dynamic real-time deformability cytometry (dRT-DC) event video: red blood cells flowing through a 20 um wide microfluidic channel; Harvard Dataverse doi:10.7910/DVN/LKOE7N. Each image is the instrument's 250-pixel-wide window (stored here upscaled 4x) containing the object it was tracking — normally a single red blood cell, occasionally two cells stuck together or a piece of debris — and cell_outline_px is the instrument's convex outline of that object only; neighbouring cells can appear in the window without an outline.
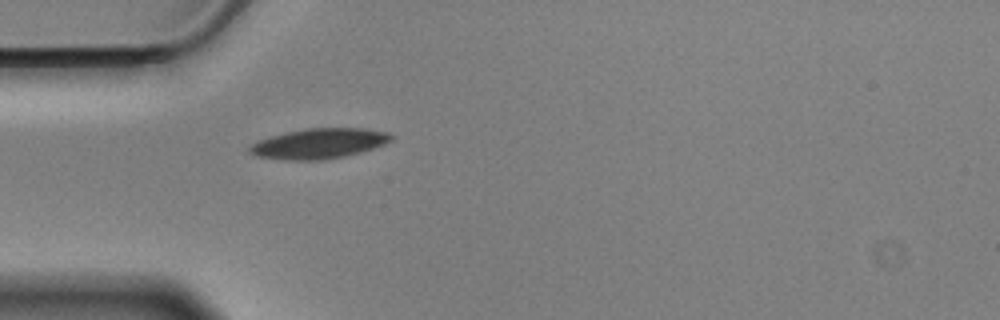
{"species": "Egyptian fruit bat (a non-hibernating species)", "species_latin": "Rousettus aegyptiacus", "temperature_condition": "cold", "stored_images_in_passage": 41, "camera_frame_rate_fps": 3000, "um_per_image_px": 0.085, "animal": {"sex": "male"}, "frame": {"image": 1, "passage_image": 1, "time_ms": 0.0, "image_size_px": [1000, 320], "cell_outline_px": [[396, 136], [392, 140], [384, 144], [360, 152], [344, 156], [324, 160], [284, 160], [256, 156], [248, 152], [248, 144], [272, 136], [304, 128], [364, 128], [388, 132]], "centroid_in_image_um": [27.11, 12.2], "position_along_channel_um": 57.9, "area_um2": 25.03}}
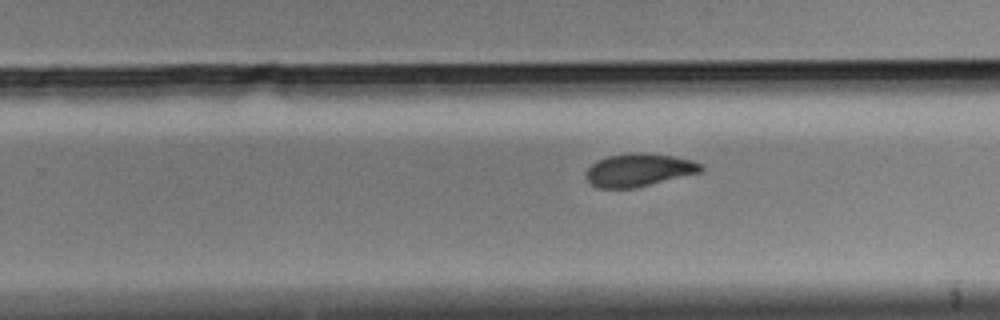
{"frame": {"image": 2, "passage_image": 20, "time_ms": 6.333, "image_size_px": [1000, 320], "cell_outline_px": [[704, 168], [700, 172], [636, 188], [596, 188], [588, 180], [584, 172], [596, 160], [608, 156], [632, 152], [648, 152], [672, 156], [692, 160], [704, 164]], "centroid_in_image_um": [54.3, 14.44], "position_along_channel_um": 275.5, "area_um2": 22.25}}
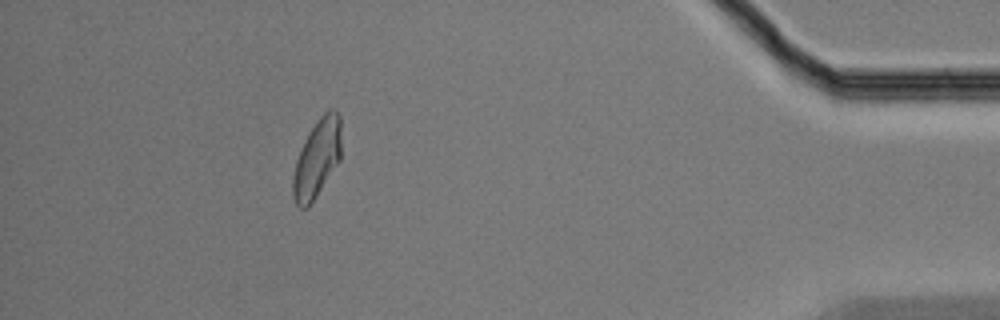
{"frame": {"image": 3, "passage_image": 36, "time_ms": 11.667, "image_size_px": [1000, 320], "cell_outline_px": [[340, 160], [308, 208], [300, 208], [296, 204], [292, 196], [292, 180], [296, 160], [300, 148], [308, 132], [320, 116], [328, 108], [336, 108], [340, 116]], "centroid_in_image_um": [26.93, 13.44], "position_along_channel_um": 408.3, "area_um2": 22.14}, "authors_computed_cell_mechanics": {"area_um2": 23.0622, "velocity_mm_per_s": 3.4825, "shape_relaxation_time_tau1_ms": 3.5603, "shape_relaxation_time_tau2_ms": 9.8966, "deformation_change_tau1": 0.1208, "deformation_change_tau2": 0.1359}}